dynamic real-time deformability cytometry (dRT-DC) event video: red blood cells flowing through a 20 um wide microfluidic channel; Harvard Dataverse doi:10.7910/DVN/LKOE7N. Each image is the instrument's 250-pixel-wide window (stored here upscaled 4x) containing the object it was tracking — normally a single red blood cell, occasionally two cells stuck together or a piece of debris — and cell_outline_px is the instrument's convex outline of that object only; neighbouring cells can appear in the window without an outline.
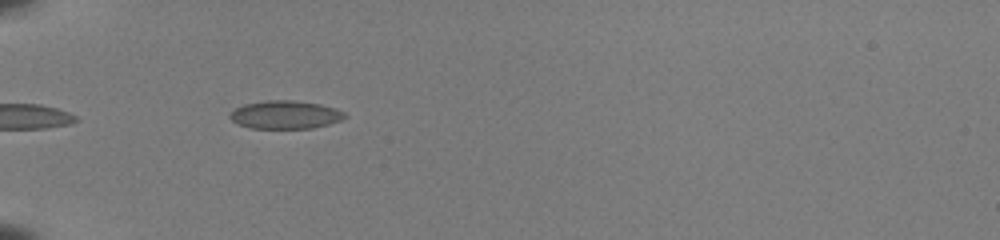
{"species": "common noctule bat (a hibernating species)", "species_latin": "Nyctalus noctula", "temperature_condition": "room temperature", "stored_images_in_passage": 3, "camera_frame_rate_fps": 3000, "um_per_image_px": 0.085, "animal": {"sex": "female", "body_mass_g": 22.0, "forearm_length_mm": 56.7}, "frame": {"image": 1, "passage_image": 1, "time_ms": 0.0, "image_size_px": [1000, 240], "cell_outline_px": [[348, 116], [340, 120], [328, 124], [312, 128], [248, 128], [236, 124], [228, 116], [236, 108], [244, 104], [268, 100], [292, 100], [320, 104], [336, 108], [344, 112]], "centroid_in_image_um": [24.24, 9.75], "position_along_channel_um": 60.8, "area_um2": 18.84}}